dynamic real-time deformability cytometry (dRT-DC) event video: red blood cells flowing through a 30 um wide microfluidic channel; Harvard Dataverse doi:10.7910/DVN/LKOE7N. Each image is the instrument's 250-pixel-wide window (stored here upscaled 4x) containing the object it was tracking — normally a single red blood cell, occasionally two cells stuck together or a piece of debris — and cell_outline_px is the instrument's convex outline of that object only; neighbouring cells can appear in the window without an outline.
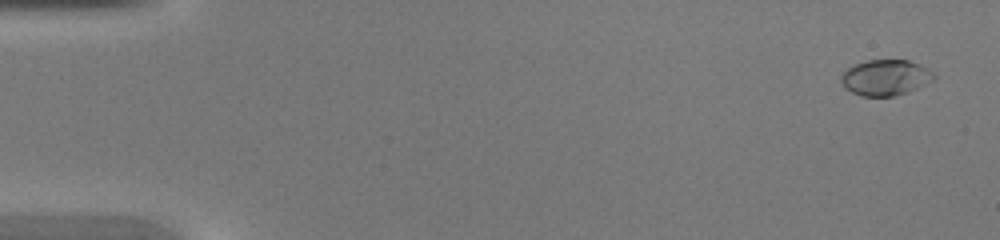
{"species": "common noctule bat (a hibernating species)", "species_latin": "Nyctalus noctula", "temperature_condition": "warm", "stored_images_in_passage": 45, "camera_frame_rate_fps": 3000, "um_per_image_px": 0.085, "animal": {"sex": "female", "body_mass_g": 20.0, "forearm_length_mm": 54.0}, "frame": {"image": 1, "passage_image": 2, "time_ms": 0.333, "image_size_px": [1000, 240], "cell_outline_px": [[936, 76], [932, 80], [908, 92], [892, 96], [860, 96], [844, 88], [840, 80], [840, 76], [848, 68], [856, 64], [868, 60], [908, 60], [920, 64], [928, 68]], "centroid_in_image_um": [75.25, 6.59], "position_along_channel_um": 9.8, "area_um2": 19.25}}
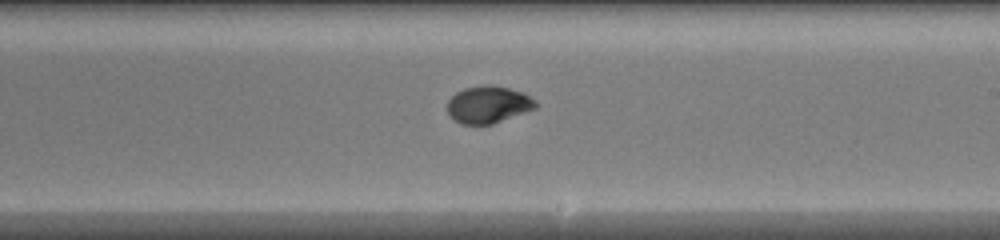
{"frame": {"image": 2, "passage_image": 27, "time_ms": 8.667, "image_size_px": [1000, 240], "cell_outline_px": [[536, 108], [492, 124], [460, 124], [448, 116], [448, 100], [456, 92], [464, 88], [488, 84], [492, 84], [508, 88], [520, 92], [536, 100]], "centroid_in_image_um": [41.46, 8.89], "position_along_channel_um": 247.5, "area_um2": 19.02}}
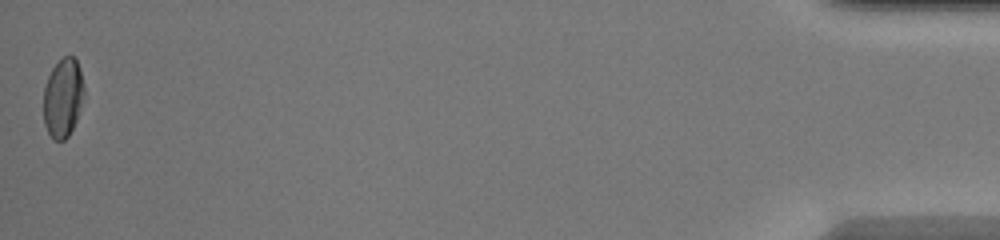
{"frame": {"image": 3, "passage_image": 45, "time_ms": 14.667, "image_size_px": [1000, 240], "cell_outline_px": [[84, 92], [76, 120], [68, 136], [64, 140], [52, 140], [44, 124], [44, 88], [48, 76], [52, 68], [64, 56], [72, 56], [76, 60], [80, 68], [84, 84]], "centroid_in_image_um": [5.34, 8.31], "position_along_channel_um": 429.9, "area_um2": 18.5}}